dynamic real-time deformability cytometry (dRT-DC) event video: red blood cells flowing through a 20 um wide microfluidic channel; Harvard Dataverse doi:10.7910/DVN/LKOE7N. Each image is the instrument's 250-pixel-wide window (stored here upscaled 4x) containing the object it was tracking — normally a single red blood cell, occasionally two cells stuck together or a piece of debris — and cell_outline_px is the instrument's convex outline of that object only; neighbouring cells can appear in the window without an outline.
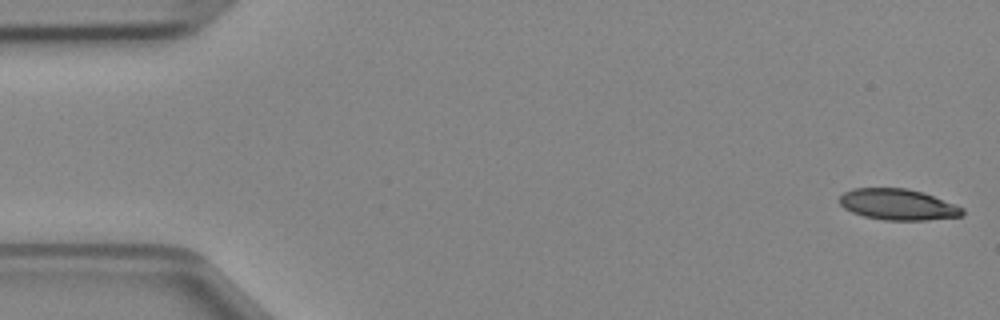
{"species": "Egyptian fruit bat (a non-hibernating species)", "species_latin": "Rousettus aegyptiacus", "temperature_condition": "cold", "stored_images_in_passage": 47, "camera_frame_rate_fps": 3000, "um_per_image_px": 0.085, "animal": {"sex": "female"}, "frame": {"image": 1, "passage_image": 1, "time_ms": 0.0, "image_size_px": [1000, 320], "cell_outline_px": [[964, 212], [960, 216], [924, 220], [884, 220], [864, 216], [852, 212], [844, 208], [840, 204], [840, 196], [844, 192], [852, 188], [908, 188], [924, 192], [956, 204], [964, 208]], "centroid_in_image_um": [76.33, 17.37], "position_along_channel_um": 8.7, "area_um2": 22.31}}
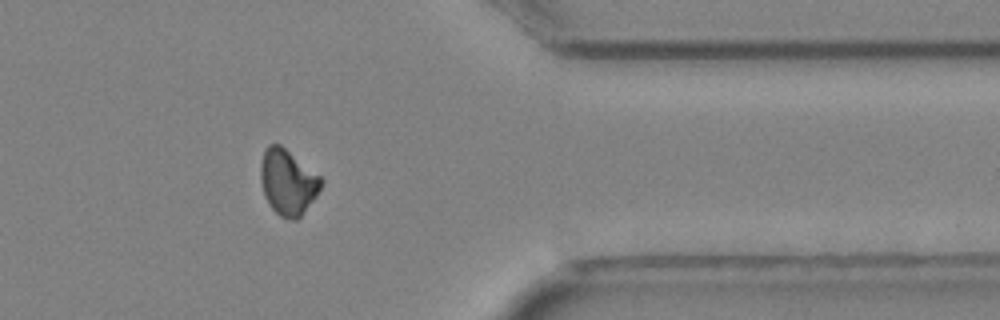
{"frame": {"image": 2, "passage_image": 38, "time_ms": 12.333, "image_size_px": [1000, 320], "cell_outline_px": [[324, 180], [316, 196], [300, 216], [296, 220], [292, 220], [280, 216], [268, 204], [264, 196], [260, 180], [260, 164], [264, 152], [268, 144], [280, 144], [320, 176]], "centroid_in_image_um": [24.44, 15.48], "position_along_channel_um": 387.0, "area_um2": 22.95}}
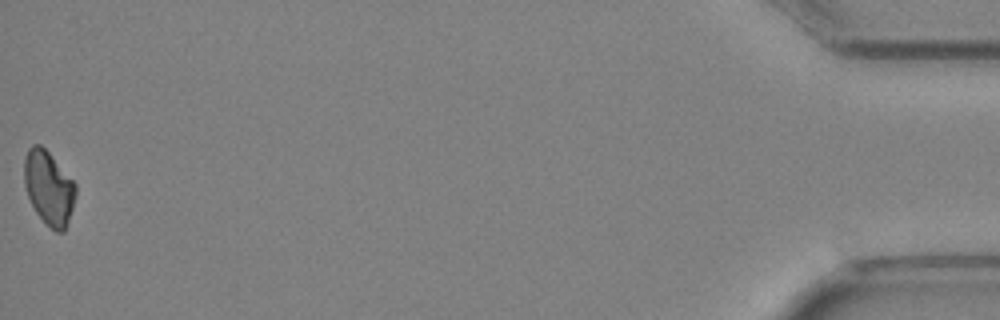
{"frame": {"image": 3, "passage_image": 47, "time_ms": 15.333, "image_size_px": [1000, 320], "cell_outline_px": [[76, 196], [64, 232], [56, 232], [36, 212], [28, 196], [24, 184], [24, 160], [28, 148], [32, 144], [40, 144], [48, 152], [76, 184]], "centroid_in_image_um": [4.14, 15.94], "position_along_channel_um": 431.1, "area_um2": 21.79}}